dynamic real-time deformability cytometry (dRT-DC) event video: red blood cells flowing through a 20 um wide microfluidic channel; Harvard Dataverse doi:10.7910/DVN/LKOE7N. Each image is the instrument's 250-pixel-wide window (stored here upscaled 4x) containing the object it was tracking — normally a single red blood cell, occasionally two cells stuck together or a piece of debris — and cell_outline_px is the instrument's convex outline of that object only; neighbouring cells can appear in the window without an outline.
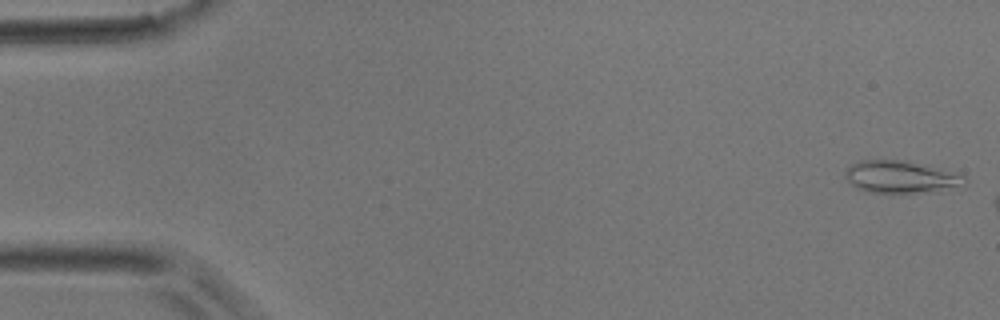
{"species": "common noctule bat (a hibernating species)", "species_latin": "Nyctalus noctula", "temperature_condition": "room temperature", "stored_images_in_passage": 3, "camera_frame_rate_fps": 3000, "um_per_image_px": 0.085, "animal": {"sex": "male", "body_mass_g": 17.9}, "frame": {"image": 1, "passage_image": 1, "time_ms": 0.0, "image_size_px": [1000, 320], "cell_outline_px": [[968, 180], [964, 188], [936, 192], [868, 192], [856, 188], [844, 176], [844, 172], [848, 164], [860, 160], [904, 160], [964, 176]], "centroid_in_image_um": [76.57, 15.06], "position_along_channel_um": 8.4, "area_um2": 22.6}}